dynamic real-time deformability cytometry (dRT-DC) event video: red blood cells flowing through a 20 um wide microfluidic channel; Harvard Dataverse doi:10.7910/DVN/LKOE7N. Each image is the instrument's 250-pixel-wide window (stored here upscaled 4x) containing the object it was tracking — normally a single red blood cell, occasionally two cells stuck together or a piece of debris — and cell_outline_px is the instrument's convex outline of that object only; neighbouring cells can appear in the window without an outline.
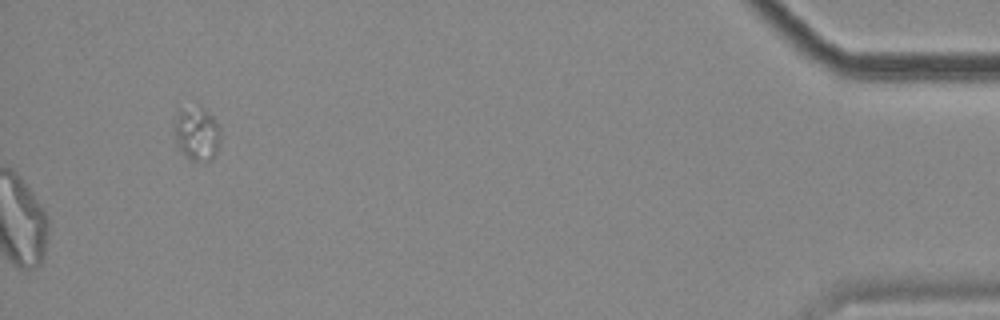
{"species": "common noctule bat (a hibernating species)", "species_latin": "Nyctalus noctula", "temperature_condition": "cold", "stored_images_in_passage": 37, "segment_of_instrument_passage": [3, 3], "camera_frame_rate_fps": 3000, "um_per_image_px": 0.085, "animal": {"sex": "female", "body_mass_g": 18.4}, "frame": {"image": 1, "passage_image": 37, "time_ms": 12.0, "image_size_px": [1000, 320], "cell_outline_px": [[220, 140], [216, 152], [208, 160], [192, 160], [176, 144], [172, 128], [180, 108], [200, 104], [216, 120], [220, 128]], "centroid_in_image_um": [16.71, 11.27], "position_along_channel_um": 418.5, "area_um2": 14.57}}